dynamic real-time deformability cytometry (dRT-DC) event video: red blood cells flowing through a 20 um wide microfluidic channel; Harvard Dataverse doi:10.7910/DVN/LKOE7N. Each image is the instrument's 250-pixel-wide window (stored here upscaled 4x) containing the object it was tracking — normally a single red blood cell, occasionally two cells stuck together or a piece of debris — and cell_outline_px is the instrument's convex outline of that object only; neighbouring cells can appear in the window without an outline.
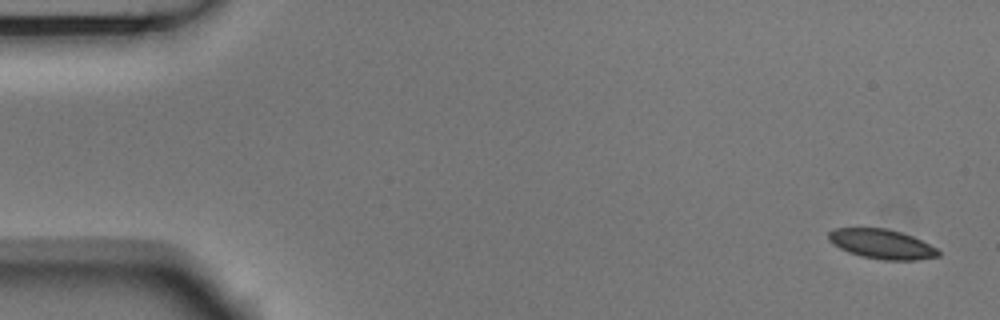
{"species": "Egyptian fruit bat (a non-hibernating species)", "species_latin": "Rousettus aegyptiacus", "temperature_condition": "room temperature", "stored_images_in_passage": 5, "camera_frame_rate_fps": 3000, "um_per_image_px": 0.085, "animal": {"sex": "male"}, "frame": {"image": 1, "passage_image": 1, "time_ms": 0.0, "image_size_px": [1000, 320], "cell_outline_px": [[940, 256], [916, 260], [884, 260], [860, 256], [848, 252], [832, 244], [828, 240], [828, 232], [836, 228], [884, 228], [900, 232], [912, 236], [936, 248], [940, 252]], "centroid_in_image_um": [74.92, 20.75], "position_along_channel_um": 10.1, "area_um2": 18.84}}
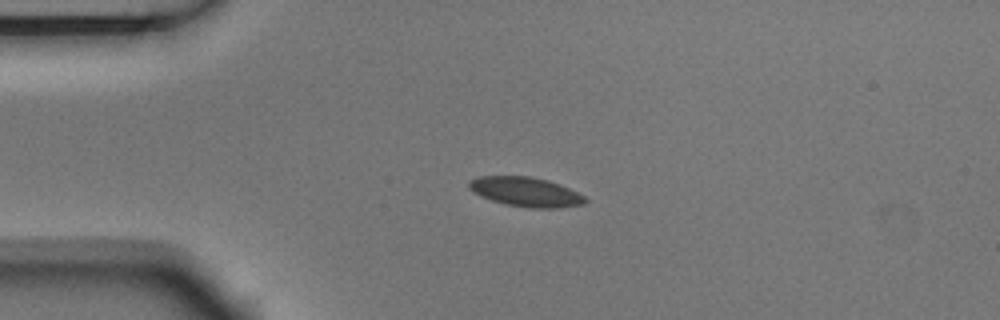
{"frame": {"image": 2, "passage_image": 4, "time_ms": 1.0, "image_size_px": [1000, 320], "cell_outline_px": [[588, 200], [584, 204], [560, 208], [528, 208], [508, 204], [492, 200], [480, 196], [472, 192], [468, 188], [468, 180], [480, 176], [528, 176], [548, 180], [568, 188], [584, 196]], "centroid_in_image_um": [44.66, 16.31], "position_along_channel_um": 40.3, "area_um2": 19.94}}
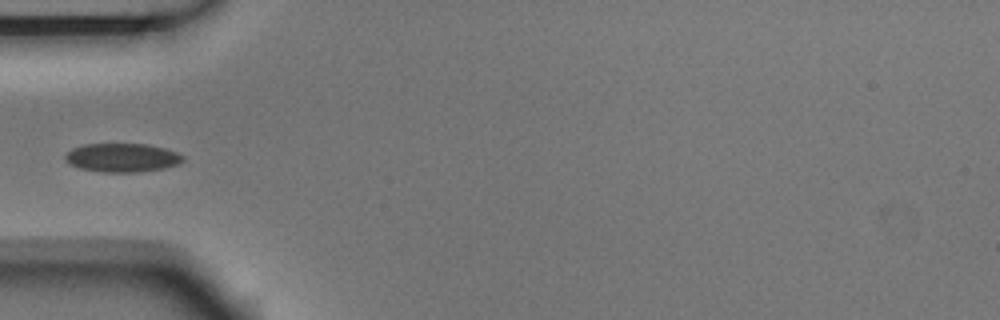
{"frame": {"image": 3, "passage_image": 5, "time_ms": 1.333, "image_size_px": [1000, 320], "cell_outline_px": [[184, 160], [180, 164], [164, 168], [140, 172], [100, 172], [80, 168], [68, 164], [64, 160], [64, 156], [72, 148], [84, 144], [148, 144], [164, 148], [176, 152], [184, 156]], "centroid_in_image_um": [10.38, 13.4], "position_along_channel_um": 74.6, "area_um2": 19.88}}